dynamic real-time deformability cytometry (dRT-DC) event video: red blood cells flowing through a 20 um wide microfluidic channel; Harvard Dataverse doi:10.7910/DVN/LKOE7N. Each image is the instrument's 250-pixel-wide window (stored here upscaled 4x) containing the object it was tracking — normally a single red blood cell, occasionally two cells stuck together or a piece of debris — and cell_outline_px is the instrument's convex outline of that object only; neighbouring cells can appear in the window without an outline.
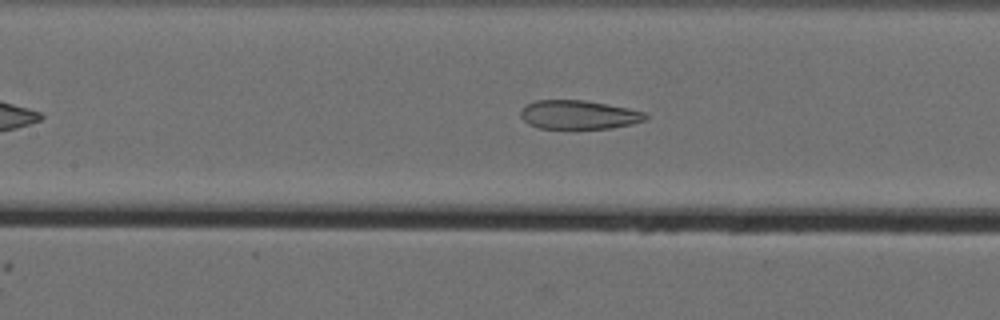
{"species": "Egyptian fruit bat (a non-hibernating species)", "species_latin": "Rousettus aegyptiacus", "temperature_condition": "cold", "stored_images_in_passage": 41, "camera_frame_rate_fps": 3000, "um_per_image_px": 0.085, "animal": {"sex": "female"}, "frame": {"image": 1, "passage_image": 17, "time_ms": 5.333, "image_size_px": [1000, 320], "cell_outline_px": [[648, 116], [644, 120], [632, 124], [612, 128], [536, 128], [528, 124], [520, 116], [520, 108], [536, 100], [584, 100], [608, 104], [628, 108], [644, 112]], "centroid_in_image_um": [49.16, 9.75], "position_along_channel_um": 158.2, "area_um2": 20.98}}
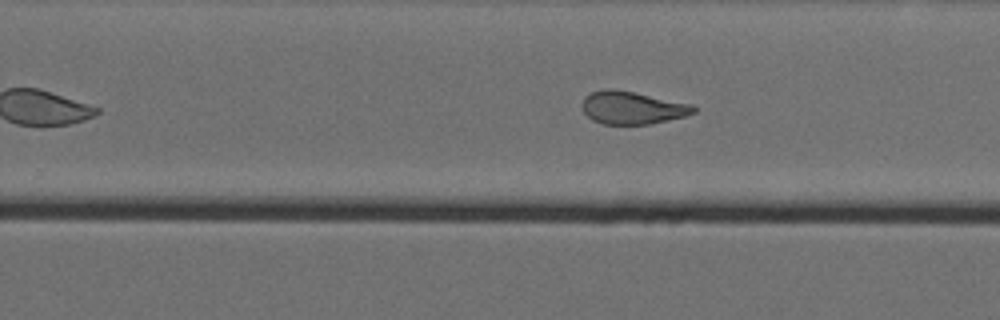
{"frame": {"image": 2, "passage_image": 27, "time_ms": 8.667, "image_size_px": [1000, 320], "cell_outline_px": [[696, 112], [684, 116], [668, 120], [648, 124], [604, 124], [592, 120], [584, 112], [580, 104], [584, 96], [592, 92], [604, 88], [612, 88], [692, 104], [696, 108]], "centroid_in_image_um": [53.69, 9.15], "position_along_channel_um": 276.1, "area_um2": 21.21}}
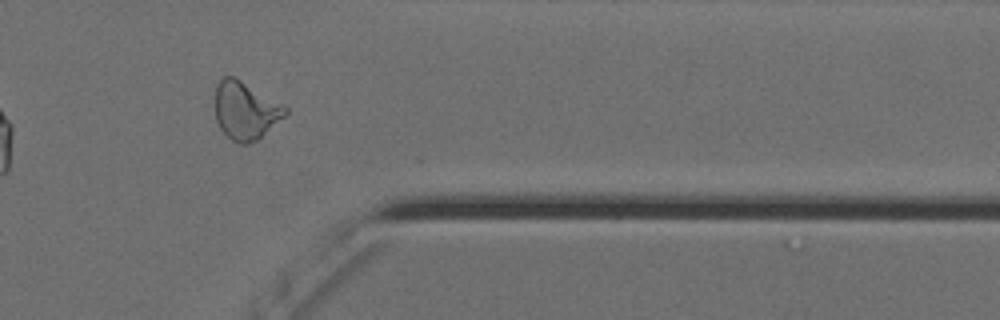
{"frame": {"image": 3, "passage_image": 37, "time_ms": 12.0, "image_size_px": [1000, 320], "cell_outline_px": [[288, 112], [284, 116], [256, 140], [248, 144], [240, 144], [232, 140], [220, 128], [216, 120], [216, 84], [224, 76], [236, 76], [284, 104], [288, 108]], "centroid_in_image_um": [20.87, 9.36], "position_along_channel_um": 390.5, "area_um2": 23.64}, "authors_computed_cell_mechanics": {"area_um2": 22.542, "velocity_mm_per_s": 3.558, "shape_relaxation_time_tau1_ms": null, "shape_relaxation_time_tau2_ms": 1.5984, "deformation_change_tau1": null, "deformation_change_tau2": 0.0939}}